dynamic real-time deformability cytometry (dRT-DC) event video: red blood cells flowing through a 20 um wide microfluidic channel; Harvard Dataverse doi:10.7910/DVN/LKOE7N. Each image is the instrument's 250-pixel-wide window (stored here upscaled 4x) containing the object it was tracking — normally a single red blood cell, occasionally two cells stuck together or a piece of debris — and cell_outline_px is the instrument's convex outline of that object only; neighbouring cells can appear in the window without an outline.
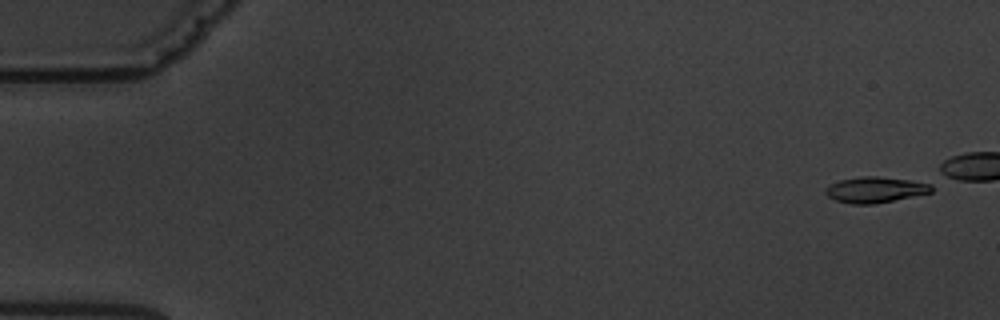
{"species": "common noctule bat (a hibernating species)", "species_latin": "Nyctalus noctula", "temperature_condition": "warm", "stored_images_in_passage": 11, "camera_frame_rate_fps": 3000, "um_per_image_px": 0.085, "animal": {"sex": "male", "body_mass_g": 19.5, "forearm_length_mm": 54.6}, "frame": {"image": 1, "passage_image": 1, "time_ms": 0.0, "image_size_px": [1000, 320], "cell_outline_px": [[932, 192], [876, 204], [852, 204], [836, 200], [828, 196], [824, 192], [824, 188], [840, 180], [860, 176], [876, 176], [932, 180]], "centroid_in_image_um": [74.52, 16.09], "position_along_channel_um": 10.5, "area_um2": 16.53}}
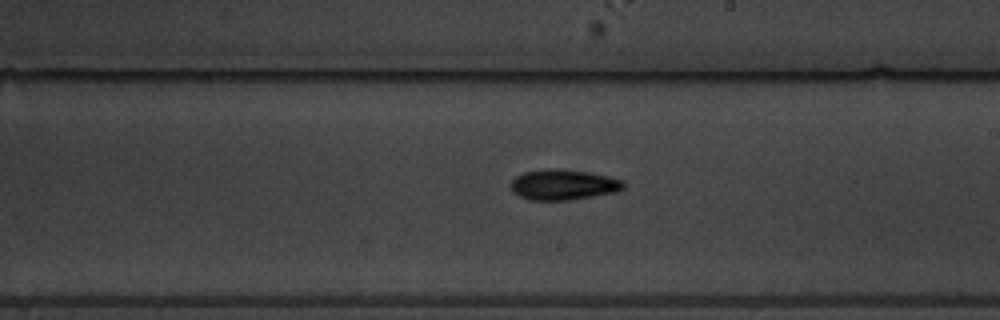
{"frame": {"image": 2, "passage_image": 10, "time_ms": 12.0, "image_size_px": [1000, 320], "cell_outline_px": [[624, 188], [620, 192], [568, 200], [528, 200], [512, 192], [508, 184], [516, 176], [524, 172], [552, 168], [588, 172], [608, 176], [624, 180]], "centroid_in_image_um": [47.88, 15.71], "position_along_channel_um": 241.1, "area_um2": 20.23}}
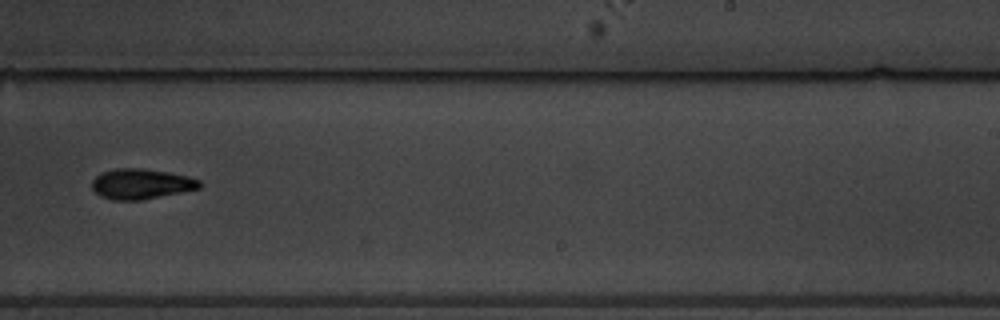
{"frame": {"image": 3, "passage_image": 11, "time_ms": 13.0, "image_size_px": [1000, 320], "cell_outline_px": [[200, 188], [140, 200], [112, 200], [100, 196], [92, 188], [92, 180], [100, 172], [116, 168], [144, 168], [168, 172], [188, 176], [200, 180]], "centroid_in_image_um": [11.96, 15.62], "position_along_channel_um": 277.0, "area_um2": 18.96}}